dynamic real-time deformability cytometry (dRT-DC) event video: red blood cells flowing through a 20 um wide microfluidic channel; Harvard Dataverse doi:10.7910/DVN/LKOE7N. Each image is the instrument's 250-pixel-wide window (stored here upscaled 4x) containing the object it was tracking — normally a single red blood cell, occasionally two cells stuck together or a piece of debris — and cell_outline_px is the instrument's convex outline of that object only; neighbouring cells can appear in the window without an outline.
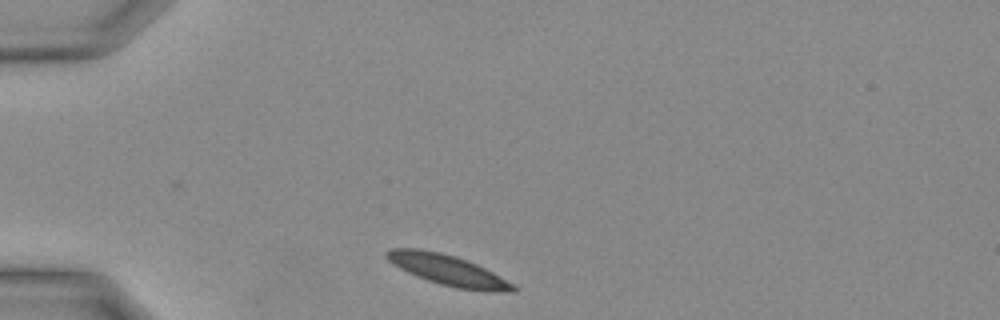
{"species": "Egyptian fruit bat (a non-hibernating species)", "species_latin": "Rousettus aegyptiacus", "temperature_condition": "warm", "stored_images_in_passage": 5, "camera_frame_rate_fps": 3000, "um_per_image_px": 0.085, "animal": {"sex": "female"}, "frame": {"image": 1, "passage_image": 1, "time_ms": 0.0, "image_size_px": [1000, 320], "cell_outline_px": [[516, 292], [484, 292], [456, 288], [440, 284], [416, 276], [400, 268], [388, 260], [384, 256], [384, 252], [392, 248], [420, 248], [440, 252], [456, 256], [476, 264], [492, 272], [512, 284], [516, 288]], "centroid_in_image_um": [38.05, 22.96], "position_along_channel_um": 47.0, "area_um2": 22.48}}